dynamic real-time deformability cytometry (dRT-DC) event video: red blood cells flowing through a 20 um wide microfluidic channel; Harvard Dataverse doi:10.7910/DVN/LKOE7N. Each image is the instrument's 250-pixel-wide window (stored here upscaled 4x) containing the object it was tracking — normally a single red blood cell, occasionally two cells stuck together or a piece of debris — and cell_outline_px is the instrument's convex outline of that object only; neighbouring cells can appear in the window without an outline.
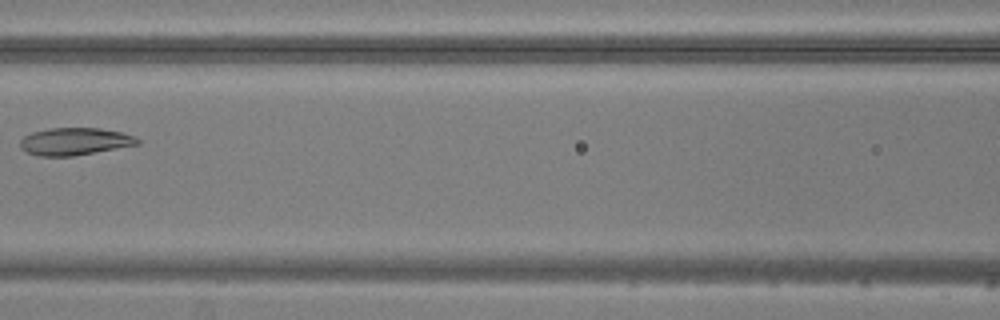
{"species": "common noctule bat (a hibernating species)", "species_latin": "Nyctalus noctula", "temperature_condition": "warm", "stored_images_in_passage": 7, "camera_frame_rate_fps": 3000, "um_per_image_px": 0.085, "animal": {"sex": "male", "body_mass_g": 20.5, "forearm_length_mm": 52.5}, "frame": {"image": 1, "passage_image": 7, "time_ms": 7.0, "image_size_px": [1000, 320], "cell_outline_px": [[140, 144], [72, 156], [36, 156], [20, 148], [20, 140], [24, 136], [32, 132], [48, 128], [100, 128], [120, 132], [136, 136], [140, 140]], "centroid_in_image_um": [6.34, 12.02], "position_along_channel_um": 160.3, "area_um2": 18.73}}